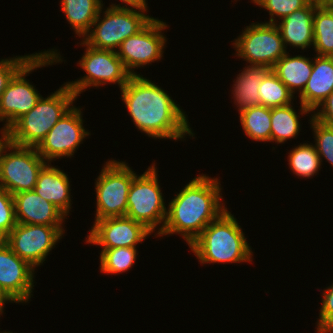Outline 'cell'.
Segmentation results:
<instances>
[{
    "mask_svg": "<svg viewBox=\"0 0 333 333\" xmlns=\"http://www.w3.org/2000/svg\"><path fill=\"white\" fill-rule=\"evenodd\" d=\"M120 91L121 100L138 131L152 139L182 141L185 136L195 137L180 105L143 75L131 76Z\"/></svg>",
    "mask_w": 333,
    "mask_h": 333,
    "instance_id": "6da1fadb",
    "label": "cell"
},
{
    "mask_svg": "<svg viewBox=\"0 0 333 333\" xmlns=\"http://www.w3.org/2000/svg\"><path fill=\"white\" fill-rule=\"evenodd\" d=\"M220 179L199 174L169 202L161 232L156 237L180 235L192 243L227 208L223 202Z\"/></svg>",
    "mask_w": 333,
    "mask_h": 333,
    "instance_id": "7a4b0ae2",
    "label": "cell"
},
{
    "mask_svg": "<svg viewBox=\"0 0 333 333\" xmlns=\"http://www.w3.org/2000/svg\"><path fill=\"white\" fill-rule=\"evenodd\" d=\"M239 224L227 209L210 222L189 244L199 264L252 262V248Z\"/></svg>",
    "mask_w": 333,
    "mask_h": 333,
    "instance_id": "3957f363",
    "label": "cell"
},
{
    "mask_svg": "<svg viewBox=\"0 0 333 333\" xmlns=\"http://www.w3.org/2000/svg\"><path fill=\"white\" fill-rule=\"evenodd\" d=\"M77 96L64 83L47 97H41L37 104L20 117L7 131V139L19 146L37 147L51 128L74 105Z\"/></svg>",
    "mask_w": 333,
    "mask_h": 333,
    "instance_id": "277c9868",
    "label": "cell"
},
{
    "mask_svg": "<svg viewBox=\"0 0 333 333\" xmlns=\"http://www.w3.org/2000/svg\"><path fill=\"white\" fill-rule=\"evenodd\" d=\"M57 49L35 53V55L13 76L0 96V122H5L7 131L20 117L28 113L41 99L34 85L26 76L38 68L61 63L63 60Z\"/></svg>",
    "mask_w": 333,
    "mask_h": 333,
    "instance_id": "5b68a950",
    "label": "cell"
},
{
    "mask_svg": "<svg viewBox=\"0 0 333 333\" xmlns=\"http://www.w3.org/2000/svg\"><path fill=\"white\" fill-rule=\"evenodd\" d=\"M103 9L102 6L90 31L81 39L96 49L116 51L124 40L137 34L154 18L146 14L148 7H107L104 12Z\"/></svg>",
    "mask_w": 333,
    "mask_h": 333,
    "instance_id": "8992f818",
    "label": "cell"
},
{
    "mask_svg": "<svg viewBox=\"0 0 333 333\" xmlns=\"http://www.w3.org/2000/svg\"><path fill=\"white\" fill-rule=\"evenodd\" d=\"M157 170L155 163H152L142 175L134 176L125 215L142 223L152 233L157 229L156 235L161 232L167 215L166 200L162 196Z\"/></svg>",
    "mask_w": 333,
    "mask_h": 333,
    "instance_id": "52a82bcc",
    "label": "cell"
},
{
    "mask_svg": "<svg viewBox=\"0 0 333 333\" xmlns=\"http://www.w3.org/2000/svg\"><path fill=\"white\" fill-rule=\"evenodd\" d=\"M46 164L36 147L19 146L6 138L0 145V188L12 195L34 190L38 174Z\"/></svg>",
    "mask_w": 333,
    "mask_h": 333,
    "instance_id": "ba28073f",
    "label": "cell"
},
{
    "mask_svg": "<svg viewBox=\"0 0 333 333\" xmlns=\"http://www.w3.org/2000/svg\"><path fill=\"white\" fill-rule=\"evenodd\" d=\"M125 161L108 160L95 180V221L125 216L127 198L136 172Z\"/></svg>",
    "mask_w": 333,
    "mask_h": 333,
    "instance_id": "9c48e42d",
    "label": "cell"
},
{
    "mask_svg": "<svg viewBox=\"0 0 333 333\" xmlns=\"http://www.w3.org/2000/svg\"><path fill=\"white\" fill-rule=\"evenodd\" d=\"M82 47H86L84 55L77 63L86 74L81 78L66 82L69 88L80 96L81 92L89 87H101L105 84H118L121 89L132 76L125 68L116 51L96 49L80 41Z\"/></svg>",
    "mask_w": 333,
    "mask_h": 333,
    "instance_id": "30bf717a",
    "label": "cell"
},
{
    "mask_svg": "<svg viewBox=\"0 0 333 333\" xmlns=\"http://www.w3.org/2000/svg\"><path fill=\"white\" fill-rule=\"evenodd\" d=\"M242 34L234 39L232 45L236 56L249 65L274 67L287 53L281 33L276 24L252 22L244 27Z\"/></svg>",
    "mask_w": 333,
    "mask_h": 333,
    "instance_id": "8fae6325",
    "label": "cell"
},
{
    "mask_svg": "<svg viewBox=\"0 0 333 333\" xmlns=\"http://www.w3.org/2000/svg\"><path fill=\"white\" fill-rule=\"evenodd\" d=\"M63 227L17 223L4 241L16 255L36 268L64 236Z\"/></svg>",
    "mask_w": 333,
    "mask_h": 333,
    "instance_id": "7c38bea8",
    "label": "cell"
},
{
    "mask_svg": "<svg viewBox=\"0 0 333 333\" xmlns=\"http://www.w3.org/2000/svg\"><path fill=\"white\" fill-rule=\"evenodd\" d=\"M168 24L153 18L137 34L124 40L116 50L117 56L123 62L127 71L132 75L137 74L134 70L163 59L166 47V37L163 35Z\"/></svg>",
    "mask_w": 333,
    "mask_h": 333,
    "instance_id": "4fadbf2b",
    "label": "cell"
},
{
    "mask_svg": "<svg viewBox=\"0 0 333 333\" xmlns=\"http://www.w3.org/2000/svg\"><path fill=\"white\" fill-rule=\"evenodd\" d=\"M82 115V108L74 105L36 147L38 154L47 163L59 158H71L86 137L91 135L83 126Z\"/></svg>",
    "mask_w": 333,
    "mask_h": 333,
    "instance_id": "5bb4252c",
    "label": "cell"
},
{
    "mask_svg": "<svg viewBox=\"0 0 333 333\" xmlns=\"http://www.w3.org/2000/svg\"><path fill=\"white\" fill-rule=\"evenodd\" d=\"M86 243L102 249L136 247L152 234L142 223L127 216L103 218L94 221Z\"/></svg>",
    "mask_w": 333,
    "mask_h": 333,
    "instance_id": "9a60e30c",
    "label": "cell"
},
{
    "mask_svg": "<svg viewBox=\"0 0 333 333\" xmlns=\"http://www.w3.org/2000/svg\"><path fill=\"white\" fill-rule=\"evenodd\" d=\"M35 268L21 259L0 240V286L17 303L30 301L34 287Z\"/></svg>",
    "mask_w": 333,
    "mask_h": 333,
    "instance_id": "2e32d148",
    "label": "cell"
},
{
    "mask_svg": "<svg viewBox=\"0 0 333 333\" xmlns=\"http://www.w3.org/2000/svg\"><path fill=\"white\" fill-rule=\"evenodd\" d=\"M16 222L20 224H39L64 226L67 217L52 203L35 190L23 191L13 195Z\"/></svg>",
    "mask_w": 333,
    "mask_h": 333,
    "instance_id": "e0dca14e",
    "label": "cell"
},
{
    "mask_svg": "<svg viewBox=\"0 0 333 333\" xmlns=\"http://www.w3.org/2000/svg\"><path fill=\"white\" fill-rule=\"evenodd\" d=\"M70 182L63 170L47 163L38 174L34 190L68 216L72 209Z\"/></svg>",
    "mask_w": 333,
    "mask_h": 333,
    "instance_id": "ac0fdd59",
    "label": "cell"
},
{
    "mask_svg": "<svg viewBox=\"0 0 333 333\" xmlns=\"http://www.w3.org/2000/svg\"><path fill=\"white\" fill-rule=\"evenodd\" d=\"M319 5L309 2L305 7L294 11L277 22L284 45L306 50L314 43L313 19ZM279 23V24H278Z\"/></svg>",
    "mask_w": 333,
    "mask_h": 333,
    "instance_id": "d6986e66",
    "label": "cell"
},
{
    "mask_svg": "<svg viewBox=\"0 0 333 333\" xmlns=\"http://www.w3.org/2000/svg\"><path fill=\"white\" fill-rule=\"evenodd\" d=\"M312 59V73L298 97L299 103L313 113L333 91V57L315 55Z\"/></svg>",
    "mask_w": 333,
    "mask_h": 333,
    "instance_id": "ffe728a7",
    "label": "cell"
},
{
    "mask_svg": "<svg viewBox=\"0 0 333 333\" xmlns=\"http://www.w3.org/2000/svg\"><path fill=\"white\" fill-rule=\"evenodd\" d=\"M270 70V67L264 65H248L233 80L232 98H234V104L236 103L235 105L239 112L252 106L260 105L257 90Z\"/></svg>",
    "mask_w": 333,
    "mask_h": 333,
    "instance_id": "44dd1931",
    "label": "cell"
},
{
    "mask_svg": "<svg viewBox=\"0 0 333 333\" xmlns=\"http://www.w3.org/2000/svg\"><path fill=\"white\" fill-rule=\"evenodd\" d=\"M313 60L302 55L290 56L287 52L274 65L272 70L293 93L304 90L312 73Z\"/></svg>",
    "mask_w": 333,
    "mask_h": 333,
    "instance_id": "7402d4cb",
    "label": "cell"
},
{
    "mask_svg": "<svg viewBox=\"0 0 333 333\" xmlns=\"http://www.w3.org/2000/svg\"><path fill=\"white\" fill-rule=\"evenodd\" d=\"M61 11L75 34L83 38L91 29L102 6V0H60Z\"/></svg>",
    "mask_w": 333,
    "mask_h": 333,
    "instance_id": "603a6c76",
    "label": "cell"
},
{
    "mask_svg": "<svg viewBox=\"0 0 333 333\" xmlns=\"http://www.w3.org/2000/svg\"><path fill=\"white\" fill-rule=\"evenodd\" d=\"M299 115L293 107V103L283 107L271 108V142L285 143L288 139L297 138L301 130L300 115L312 113L300 103Z\"/></svg>",
    "mask_w": 333,
    "mask_h": 333,
    "instance_id": "cb8c5ba5",
    "label": "cell"
},
{
    "mask_svg": "<svg viewBox=\"0 0 333 333\" xmlns=\"http://www.w3.org/2000/svg\"><path fill=\"white\" fill-rule=\"evenodd\" d=\"M245 135L251 140L271 142V108L255 105L239 112Z\"/></svg>",
    "mask_w": 333,
    "mask_h": 333,
    "instance_id": "d4e9b609",
    "label": "cell"
},
{
    "mask_svg": "<svg viewBox=\"0 0 333 333\" xmlns=\"http://www.w3.org/2000/svg\"><path fill=\"white\" fill-rule=\"evenodd\" d=\"M313 28L316 55L333 57V8L318 6L314 12Z\"/></svg>",
    "mask_w": 333,
    "mask_h": 333,
    "instance_id": "484cf974",
    "label": "cell"
},
{
    "mask_svg": "<svg viewBox=\"0 0 333 333\" xmlns=\"http://www.w3.org/2000/svg\"><path fill=\"white\" fill-rule=\"evenodd\" d=\"M288 154L289 168L298 178L309 179L319 172L322 163L313 143H300L292 148Z\"/></svg>",
    "mask_w": 333,
    "mask_h": 333,
    "instance_id": "4316f807",
    "label": "cell"
},
{
    "mask_svg": "<svg viewBox=\"0 0 333 333\" xmlns=\"http://www.w3.org/2000/svg\"><path fill=\"white\" fill-rule=\"evenodd\" d=\"M260 105L268 108L283 107L293 103L294 94L271 69L258 87Z\"/></svg>",
    "mask_w": 333,
    "mask_h": 333,
    "instance_id": "83f0119b",
    "label": "cell"
},
{
    "mask_svg": "<svg viewBox=\"0 0 333 333\" xmlns=\"http://www.w3.org/2000/svg\"><path fill=\"white\" fill-rule=\"evenodd\" d=\"M137 252V247L101 249L100 272L116 275L128 271L135 264Z\"/></svg>",
    "mask_w": 333,
    "mask_h": 333,
    "instance_id": "f1b7e54d",
    "label": "cell"
},
{
    "mask_svg": "<svg viewBox=\"0 0 333 333\" xmlns=\"http://www.w3.org/2000/svg\"><path fill=\"white\" fill-rule=\"evenodd\" d=\"M255 5L269 11L270 19L266 23L277 24L296 10L305 7L309 0H251ZM275 18H278L276 20Z\"/></svg>",
    "mask_w": 333,
    "mask_h": 333,
    "instance_id": "f546056e",
    "label": "cell"
},
{
    "mask_svg": "<svg viewBox=\"0 0 333 333\" xmlns=\"http://www.w3.org/2000/svg\"><path fill=\"white\" fill-rule=\"evenodd\" d=\"M309 121L310 128L314 132V145L320 161L323 162L322 159L324 158L333 167V127L320 123L312 117V114Z\"/></svg>",
    "mask_w": 333,
    "mask_h": 333,
    "instance_id": "4dcf8cb0",
    "label": "cell"
},
{
    "mask_svg": "<svg viewBox=\"0 0 333 333\" xmlns=\"http://www.w3.org/2000/svg\"><path fill=\"white\" fill-rule=\"evenodd\" d=\"M16 224L13 195L0 188V240H4Z\"/></svg>",
    "mask_w": 333,
    "mask_h": 333,
    "instance_id": "1f68e13d",
    "label": "cell"
},
{
    "mask_svg": "<svg viewBox=\"0 0 333 333\" xmlns=\"http://www.w3.org/2000/svg\"><path fill=\"white\" fill-rule=\"evenodd\" d=\"M322 292V305L318 321H316V332L328 333L333 328V283Z\"/></svg>",
    "mask_w": 333,
    "mask_h": 333,
    "instance_id": "d6a6232c",
    "label": "cell"
},
{
    "mask_svg": "<svg viewBox=\"0 0 333 333\" xmlns=\"http://www.w3.org/2000/svg\"><path fill=\"white\" fill-rule=\"evenodd\" d=\"M24 55L0 59V96L13 76L34 56Z\"/></svg>",
    "mask_w": 333,
    "mask_h": 333,
    "instance_id": "836d02e7",
    "label": "cell"
},
{
    "mask_svg": "<svg viewBox=\"0 0 333 333\" xmlns=\"http://www.w3.org/2000/svg\"><path fill=\"white\" fill-rule=\"evenodd\" d=\"M319 107L312 113V117L324 125L333 127V91Z\"/></svg>",
    "mask_w": 333,
    "mask_h": 333,
    "instance_id": "e575fe53",
    "label": "cell"
},
{
    "mask_svg": "<svg viewBox=\"0 0 333 333\" xmlns=\"http://www.w3.org/2000/svg\"><path fill=\"white\" fill-rule=\"evenodd\" d=\"M124 5L121 4H111L109 7H126L128 8H140V7H148L147 0H120ZM129 5V6H128Z\"/></svg>",
    "mask_w": 333,
    "mask_h": 333,
    "instance_id": "d590c367",
    "label": "cell"
},
{
    "mask_svg": "<svg viewBox=\"0 0 333 333\" xmlns=\"http://www.w3.org/2000/svg\"><path fill=\"white\" fill-rule=\"evenodd\" d=\"M8 302L16 303L7 293L6 291L0 286V314H3L4 305Z\"/></svg>",
    "mask_w": 333,
    "mask_h": 333,
    "instance_id": "8d00e7d4",
    "label": "cell"
},
{
    "mask_svg": "<svg viewBox=\"0 0 333 333\" xmlns=\"http://www.w3.org/2000/svg\"><path fill=\"white\" fill-rule=\"evenodd\" d=\"M309 1L313 4L324 6V5H329L333 0H309Z\"/></svg>",
    "mask_w": 333,
    "mask_h": 333,
    "instance_id": "74e56055",
    "label": "cell"
},
{
    "mask_svg": "<svg viewBox=\"0 0 333 333\" xmlns=\"http://www.w3.org/2000/svg\"><path fill=\"white\" fill-rule=\"evenodd\" d=\"M0 145L6 140V131L2 128L0 129Z\"/></svg>",
    "mask_w": 333,
    "mask_h": 333,
    "instance_id": "f35d334b",
    "label": "cell"
},
{
    "mask_svg": "<svg viewBox=\"0 0 333 333\" xmlns=\"http://www.w3.org/2000/svg\"><path fill=\"white\" fill-rule=\"evenodd\" d=\"M330 8H333V1L328 5Z\"/></svg>",
    "mask_w": 333,
    "mask_h": 333,
    "instance_id": "ab89813d",
    "label": "cell"
},
{
    "mask_svg": "<svg viewBox=\"0 0 333 333\" xmlns=\"http://www.w3.org/2000/svg\"><path fill=\"white\" fill-rule=\"evenodd\" d=\"M2 333H13V332H10V331H6V332H4V331H3Z\"/></svg>",
    "mask_w": 333,
    "mask_h": 333,
    "instance_id": "60d3db41",
    "label": "cell"
}]
</instances>
